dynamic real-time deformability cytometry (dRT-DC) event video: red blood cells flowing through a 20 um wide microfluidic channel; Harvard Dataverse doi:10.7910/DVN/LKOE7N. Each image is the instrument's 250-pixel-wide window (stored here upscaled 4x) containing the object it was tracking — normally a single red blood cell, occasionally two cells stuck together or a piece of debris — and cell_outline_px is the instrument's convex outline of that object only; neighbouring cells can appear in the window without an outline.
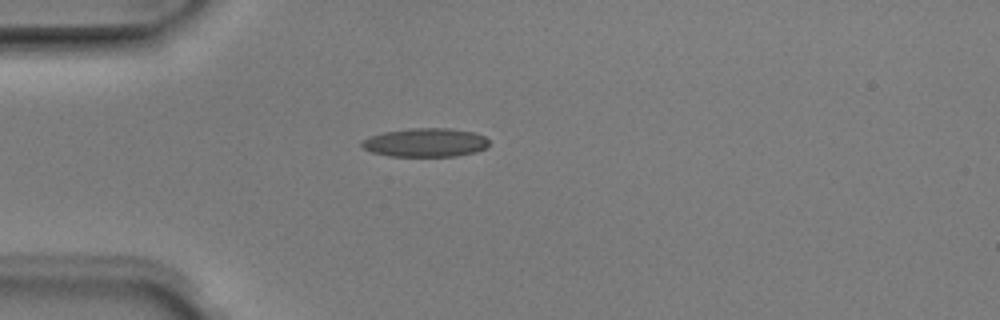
{"species": "Egyptian fruit bat (a non-hibernating species)", "species_latin": "Rousettus aegyptiacus", "temperature_condition": "room temperature", "stored_images_in_passage": 3, "camera_frame_rate_fps": 3000, "um_per_image_px": 0.085, "animal": {"sex": "male"}, "frame": {"image": 1, "passage_image": 1, "time_ms": 0.0, "image_size_px": [1000, 320], "cell_outline_px": [[488, 144], [484, 148], [476, 152], [456, 156], [388, 156], [372, 152], [364, 148], [360, 144], [360, 140], [368, 136], [384, 132], [412, 128], [448, 128], [476, 132], [484, 136], [488, 140]], "centroid_in_image_um": [36.14, 12.11], "position_along_channel_um": 48.9, "area_um2": 21.39}}
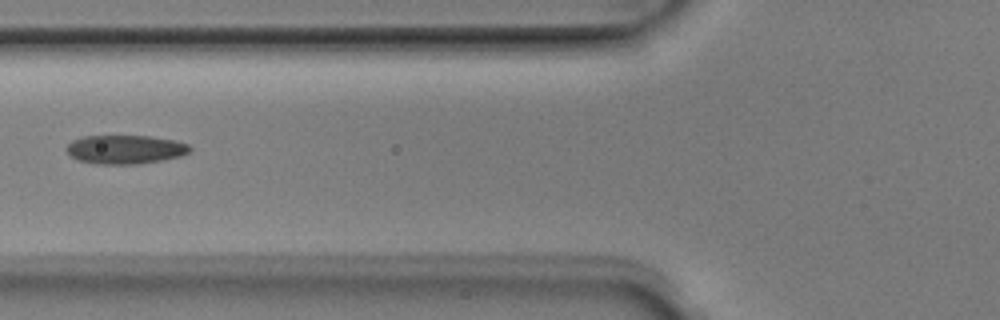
{"frame": {"image": 2, "passage_image": 3, "time_ms": 0.667, "image_size_px": [1000, 320], "cell_outline_px": [[192, 148], [188, 152], [180, 156], [164, 160], [136, 164], [96, 164], [76, 160], [64, 148], [72, 140], [84, 136], [148, 136], [176, 140], [188, 144]], "centroid_in_image_um": [10.63, 12.7], "position_along_channel_um": 115.2, "area_um2": 20.81}}